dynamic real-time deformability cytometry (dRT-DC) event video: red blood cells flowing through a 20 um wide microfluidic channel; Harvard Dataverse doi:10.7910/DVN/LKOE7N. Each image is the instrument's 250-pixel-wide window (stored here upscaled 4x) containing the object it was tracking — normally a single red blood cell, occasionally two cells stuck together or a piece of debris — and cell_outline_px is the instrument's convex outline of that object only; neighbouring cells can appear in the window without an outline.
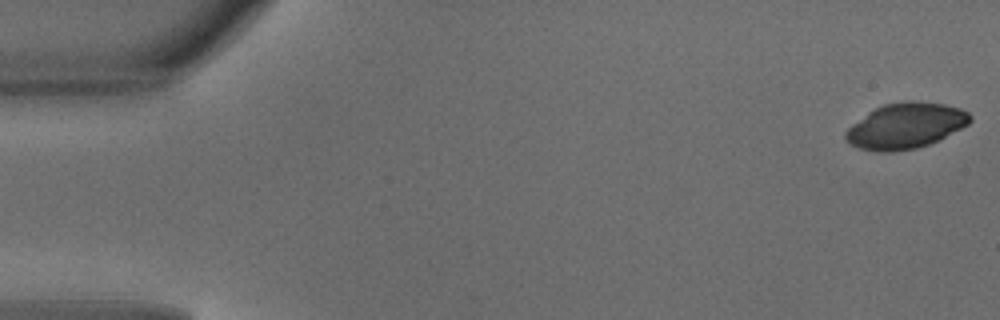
{"species": "common noctule bat (a hibernating species)", "species_latin": "Nyctalus noctula", "temperature_condition": "warm", "stored_images_in_passage": 48, "camera_frame_rate_fps": 3000, "um_per_image_px": 0.085, "animal": {"sex": "male", "body_mass_g": 18.8}, "frame": {"image": 1, "passage_image": 1, "time_ms": 0.0, "image_size_px": [1000, 320], "cell_outline_px": [[972, 120], [968, 124], [928, 144], [916, 148], [892, 152], [880, 152], [860, 148], [852, 144], [844, 136], [844, 132], [852, 124], [868, 112], [884, 104], [904, 100], [916, 100], [944, 104], [960, 108], [968, 112], [972, 116]], "centroid_in_image_um": [76.97, 10.67], "position_along_channel_um": 8.0, "area_um2": 32.83}}
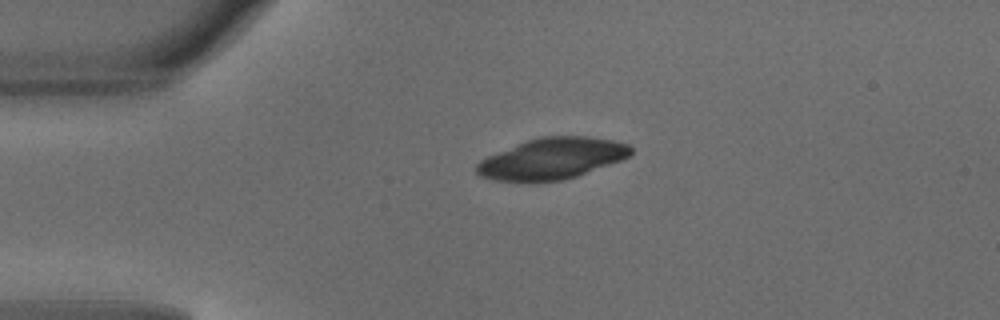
{"frame": {"image": 2, "passage_image": 11, "time_ms": 3.333, "image_size_px": [1000, 320], "cell_outline_px": [[632, 156], [576, 176], [560, 180], [536, 184], [528, 184], [492, 180], [480, 176], [476, 172], [476, 164], [480, 160], [488, 156], [516, 144], [540, 136], [588, 136], [612, 140], [628, 144], [632, 148]], "centroid_in_image_um": [46.88, 13.51], "position_along_channel_um": 38.1, "area_um2": 37.57}}